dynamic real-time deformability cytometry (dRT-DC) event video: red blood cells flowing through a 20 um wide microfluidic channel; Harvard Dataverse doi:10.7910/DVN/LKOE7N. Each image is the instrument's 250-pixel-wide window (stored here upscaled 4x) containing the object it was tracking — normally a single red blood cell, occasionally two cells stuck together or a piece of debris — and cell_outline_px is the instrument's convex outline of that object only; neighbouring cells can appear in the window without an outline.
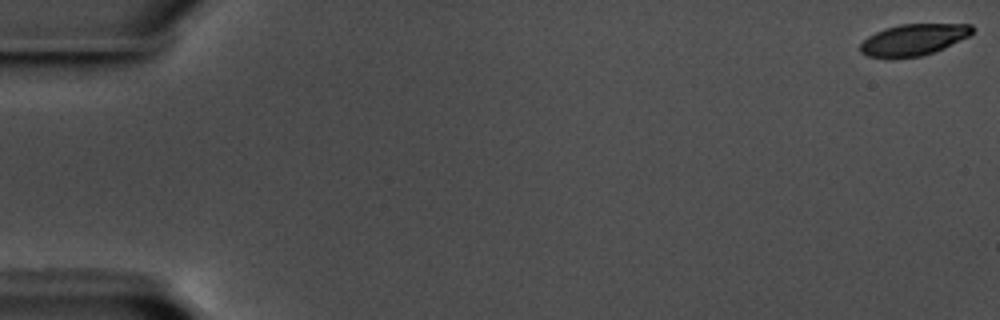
{"species": "common noctule bat (a hibernating species)", "species_latin": "Nyctalus noctula", "temperature_condition": "warm", "stored_images_in_passage": 59, "camera_frame_rate_fps": 3000, "um_per_image_px": 0.085, "animal": {"sex": "male", "body_mass_g": 17.5, "forearm_length_mm": 52.3}, "frame": {"image": 1, "passage_image": 1, "time_ms": 0.0, "image_size_px": [1000, 320], "cell_outline_px": [[972, 32], [968, 36], [944, 48], [920, 56], [892, 60], [888, 60], [868, 56], [860, 52], [860, 44], [868, 36], [884, 28], [900, 24], [972, 24]], "centroid_in_image_um": [77.58, 3.4], "position_along_channel_um": 7.4, "area_um2": 20.75}}
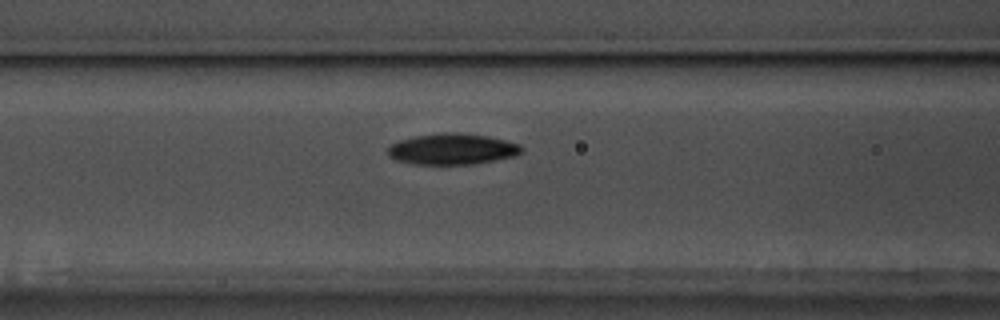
{"frame": {"image": 2, "passage_image": 25, "time_ms": 8.0, "image_size_px": [1000, 320], "cell_outline_px": [[524, 148], [516, 156], [472, 164], [412, 164], [396, 160], [388, 156], [388, 148], [392, 144], [400, 140], [416, 136], [452, 132], [488, 136], [520, 144]], "centroid_in_image_um": [38.45, 12.68], "position_along_channel_um": 128.2, "area_um2": 23.93}}
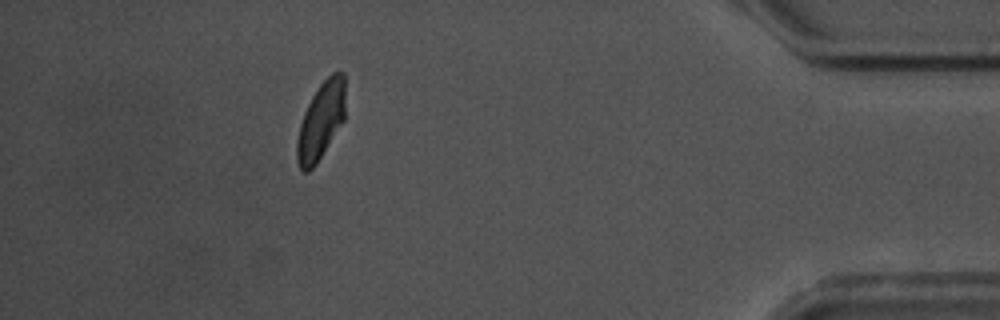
{"frame": {"image": 3, "passage_image": 53, "time_ms": 17.333, "image_size_px": [1000, 320], "cell_outline_px": [[344, 120], [316, 164], [308, 172], [304, 172], [300, 168], [296, 160], [296, 140], [300, 124], [304, 112], [312, 96], [320, 84], [332, 72], [344, 72]], "centroid_in_image_um": [27.26, 10.28], "position_along_channel_um": 407.9, "area_um2": 21.62}, "authors_computed_cell_mechanics": {"area_um2": 22.4264, "velocity_mm_per_s": 3.5348, "shape_relaxation_time_tau1_ms": 2.5633, "shape_relaxation_time_tau2_ms": 3.1493, "deformation_change_tau1": 0.1191, "deformation_change_tau2": 0.0727}}